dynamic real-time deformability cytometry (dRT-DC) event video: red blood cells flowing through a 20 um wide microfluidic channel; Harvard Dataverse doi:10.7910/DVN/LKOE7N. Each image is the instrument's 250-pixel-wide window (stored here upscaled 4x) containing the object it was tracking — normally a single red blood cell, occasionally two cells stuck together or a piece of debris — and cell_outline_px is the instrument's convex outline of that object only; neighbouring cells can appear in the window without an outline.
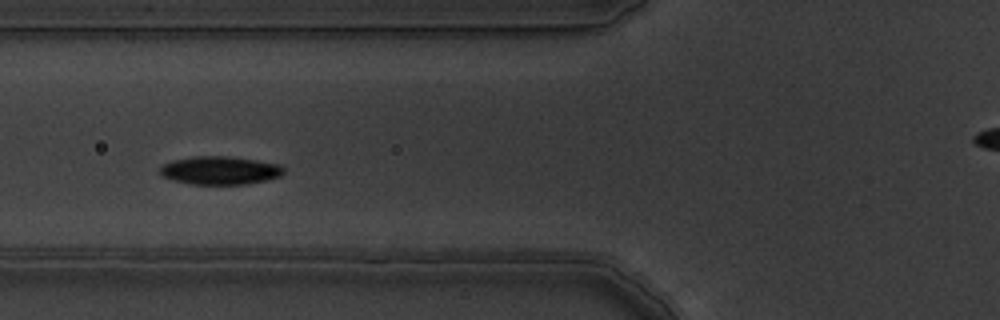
{"species": "common noctule bat (a hibernating species)", "species_latin": "Nyctalus noctula", "temperature_condition": "warm", "stored_images_in_passage": 8, "camera_frame_rate_fps": 3000, "um_per_image_px": 0.085, "animal": {"sex": "male", "body_mass_g": 19.5, "forearm_length_mm": 54.6}, "frame": {"image": 1, "passage_image": 7, "time_ms": 2.0, "image_size_px": [1000, 320], "cell_outline_px": [[284, 172], [280, 176], [248, 184], [192, 184], [172, 180], [160, 176], [156, 172], [164, 164], [172, 160], [192, 156], [228, 156], [256, 160], [280, 164], [284, 168]], "centroid_in_image_um": [18.65, 14.48], "position_along_channel_um": 107.2, "area_um2": 20.52}}
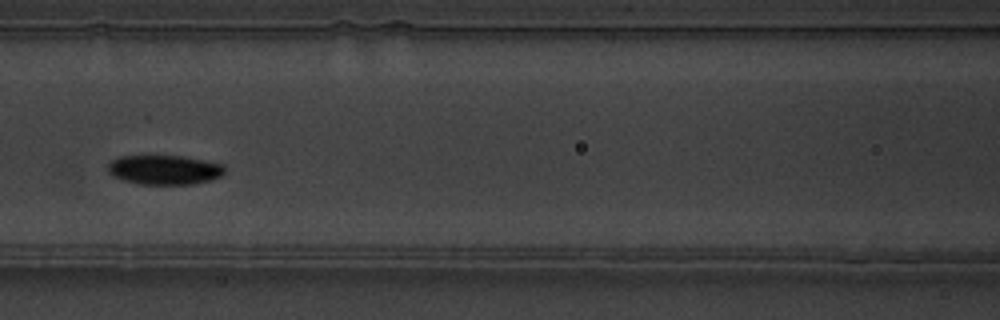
{"frame": {"image": 2, "passage_image": 8, "time_ms": 2.333, "image_size_px": [1000, 320], "cell_outline_px": [[224, 172], [220, 176], [212, 180], [192, 184], [140, 184], [124, 180], [112, 176], [108, 172], [108, 164], [112, 160], [120, 156], [184, 156], [224, 164]], "centroid_in_image_um": [13.98, 14.43], "position_along_channel_um": 152.6, "area_um2": 20.06}}